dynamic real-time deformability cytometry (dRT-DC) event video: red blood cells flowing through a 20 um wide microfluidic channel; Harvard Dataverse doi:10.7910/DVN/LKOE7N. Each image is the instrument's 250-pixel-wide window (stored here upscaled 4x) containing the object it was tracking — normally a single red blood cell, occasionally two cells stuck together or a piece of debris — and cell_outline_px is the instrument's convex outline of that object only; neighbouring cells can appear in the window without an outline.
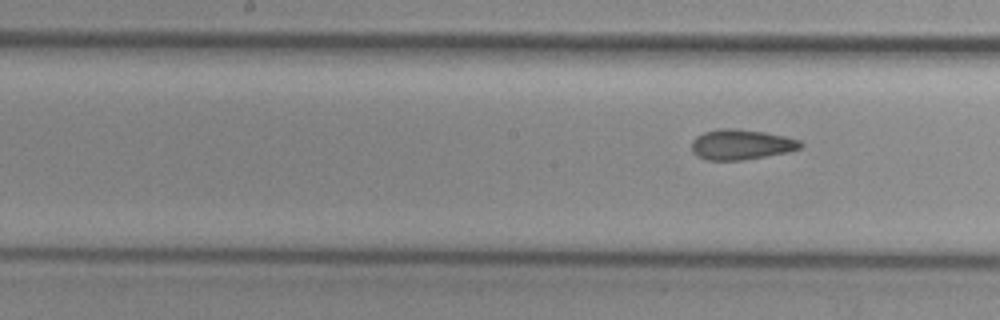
{"species": "common noctule bat (a hibernating species)", "species_latin": "Nyctalus noctula", "temperature_condition": "cold", "stored_images_in_passage": 6, "camera_frame_rate_fps": 3000, "um_per_image_px": 0.085, "animal": {"sex": "female", "body_mass_g": 29.2, "forearm_length_mm": 56.3}, "frame": {"image": 1, "passage_image": 6, "time_ms": 1.667, "image_size_px": [1000, 320], "cell_outline_px": [[804, 144], [800, 148], [788, 152], [740, 160], [708, 160], [692, 152], [692, 140], [696, 136], [704, 132], [720, 128], [736, 128], [764, 132], [784, 136], [800, 140]], "centroid_in_image_um": [63.0, 12.27], "position_along_channel_um": 185.2, "area_um2": 19.07}}